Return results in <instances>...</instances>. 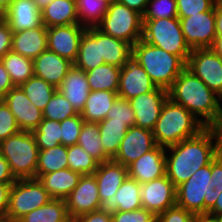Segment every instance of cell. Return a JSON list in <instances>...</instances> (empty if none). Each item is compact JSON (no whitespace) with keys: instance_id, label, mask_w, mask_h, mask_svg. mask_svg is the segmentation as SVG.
I'll list each match as a JSON object with an SVG mask.
<instances>
[{"instance_id":"cell-1","label":"cell","mask_w":222,"mask_h":222,"mask_svg":"<svg viewBox=\"0 0 222 222\" xmlns=\"http://www.w3.org/2000/svg\"><path fill=\"white\" fill-rule=\"evenodd\" d=\"M166 150V176L177 188L198 169L210 164L222 151V146L216 127H206L196 136Z\"/></svg>"},{"instance_id":"cell-2","label":"cell","mask_w":222,"mask_h":222,"mask_svg":"<svg viewBox=\"0 0 222 222\" xmlns=\"http://www.w3.org/2000/svg\"><path fill=\"white\" fill-rule=\"evenodd\" d=\"M168 97L185 107L205 127H216L222 116L220 97L187 67L168 89Z\"/></svg>"},{"instance_id":"cell-3","label":"cell","mask_w":222,"mask_h":222,"mask_svg":"<svg viewBox=\"0 0 222 222\" xmlns=\"http://www.w3.org/2000/svg\"><path fill=\"white\" fill-rule=\"evenodd\" d=\"M205 128L191 112L168 97L152 132L156 145L169 147L196 136Z\"/></svg>"},{"instance_id":"cell-4","label":"cell","mask_w":222,"mask_h":222,"mask_svg":"<svg viewBox=\"0 0 222 222\" xmlns=\"http://www.w3.org/2000/svg\"><path fill=\"white\" fill-rule=\"evenodd\" d=\"M132 58L143 67L157 87L166 90L187 65L180 56L150 45L142 39L132 46Z\"/></svg>"},{"instance_id":"cell-5","label":"cell","mask_w":222,"mask_h":222,"mask_svg":"<svg viewBox=\"0 0 222 222\" xmlns=\"http://www.w3.org/2000/svg\"><path fill=\"white\" fill-rule=\"evenodd\" d=\"M0 153L16 179L36 178L39 148L32 132L19 131L4 139Z\"/></svg>"},{"instance_id":"cell-6","label":"cell","mask_w":222,"mask_h":222,"mask_svg":"<svg viewBox=\"0 0 222 222\" xmlns=\"http://www.w3.org/2000/svg\"><path fill=\"white\" fill-rule=\"evenodd\" d=\"M211 163L198 169L191 177L176 188V205L193 215L206 214L220 195L209 187Z\"/></svg>"},{"instance_id":"cell-7","label":"cell","mask_w":222,"mask_h":222,"mask_svg":"<svg viewBox=\"0 0 222 222\" xmlns=\"http://www.w3.org/2000/svg\"><path fill=\"white\" fill-rule=\"evenodd\" d=\"M142 40L180 56L186 63L192 51L185 41L178 17L143 20Z\"/></svg>"},{"instance_id":"cell-8","label":"cell","mask_w":222,"mask_h":222,"mask_svg":"<svg viewBox=\"0 0 222 222\" xmlns=\"http://www.w3.org/2000/svg\"><path fill=\"white\" fill-rule=\"evenodd\" d=\"M103 33L127 41L132 46L142 39V15L118 1L108 5L102 21L96 26Z\"/></svg>"},{"instance_id":"cell-9","label":"cell","mask_w":222,"mask_h":222,"mask_svg":"<svg viewBox=\"0 0 222 222\" xmlns=\"http://www.w3.org/2000/svg\"><path fill=\"white\" fill-rule=\"evenodd\" d=\"M51 199L38 179H17L10 188L6 217L18 222L23 216L47 204Z\"/></svg>"},{"instance_id":"cell-10","label":"cell","mask_w":222,"mask_h":222,"mask_svg":"<svg viewBox=\"0 0 222 222\" xmlns=\"http://www.w3.org/2000/svg\"><path fill=\"white\" fill-rule=\"evenodd\" d=\"M186 67L222 97V58L212 48L193 49Z\"/></svg>"},{"instance_id":"cell-11","label":"cell","mask_w":222,"mask_h":222,"mask_svg":"<svg viewBox=\"0 0 222 222\" xmlns=\"http://www.w3.org/2000/svg\"><path fill=\"white\" fill-rule=\"evenodd\" d=\"M188 46L193 49L212 48L216 33L215 8L189 17H178Z\"/></svg>"},{"instance_id":"cell-12","label":"cell","mask_w":222,"mask_h":222,"mask_svg":"<svg viewBox=\"0 0 222 222\" xmlns=\"http://www.w3.org/2000/svg\"><path fill=\"white\" fill-rule=\"evenodd\" d=\"M93 175L98 184V194L101 201L100 210L113 214L112 196L116 194L121 184L128 177L127 167L111 159L98 164Z\"/></svg>"},{"instance_id":"cell-13","label":"cell","mask_w":222,"mask_h":222,"mask_svg":"<svg viewBox=\"0 0 222 222\" xmlns=\"http://www.w3.org/2000/svg\"><path fill=\"white\" fill-rule=\"evenodd\" d=\"M69 218L100 210L101 201L94 175H82L77 186L65 199Z\"/></svg>"},{"instance_id":"cell-14","label":"cell","mask_w":222,"mask_h":222,"mask_svg":"<svg viewBox=\"0 0 222 222\" xmlns=\"http://www.w3.org/2000/svg\"><path fill=\"white\" fill-rule=\"evenodd\" d=\"M85 26L80 24L60 25L47 28V49L74 63Z\"/></svg>"},{"instance_id":"cell-15","label":"cell","mask_w":222,"mask_h":222,"mask_svg":"<svg viewBox=\"0 0 222 222\" xmlns=\"http://www.w3.org/2000/svg\"><path fill=\"white\" fill-rule=\"evenodd\" d=\"M143 208L155 216L176 205V187L166 176L141 184Z\"/></svg>"},{"instance_id":"cell-16","label":"cell","mask_w":222,"mask_h":222,"mask_svg":"<svg viewBox=\"0 0 222 222\" xmlns=\"http://www.w3.org/2000/svg\"><path fill=\"white\" fill-rule=\"evenodd\" d=\"M168 98V90L156 87L149 93H144L129 99L135 113V126L153 130L163 104Z\"/></svg>"},{"instance_id":"cell-17","label":"cell","mask_w":222,"mask_h":222,"mask_svg":"<svg viewBox=\"0 0 222 222\" xmlns=\"http://www.w3.org/2000/svg\"><path fill=\"white\" fill-rule=\"evenodd\" d=\"M153 132L138 126H132L125 134L115 157L117 163L128 167L136 159L156 147Z\"/></svg>"},{"instance_id":"cell-18","label":"cell","mask_w":222,"mask_h":222,"mask_svg":"<svg viewBox=\"0 0 222 222\" xmlns=\"http://www.w3.org/2000/svg\"><path fill=\"white\" fill-rule=\"evenodd\" d=\"M2 100L15 116L21 131L33 132L43 120V112L31 104L19 86L12 88Z\"/></svg>"},{"instance_id":"cell-19","label":"cell","mask_w":222,"mask_h":222,"mask_svg":"<svg viewBox=\"0 0 222 222\" xmlns=\"http://www.w3.org/2000/svg\"><path fill=\"white\" fill-rule=\"evenodd\" d=\"M156 87L143 67L132 57L121 67L117 92L120 98L129 100L135 96L149 93Z\"/></svg>"},{"instance_id":"cell-20","label":"cell","mask_w":222,"mask_h":222,"mask_svg":"<svg viewBox=\"0 0 222 222\" xmlns=\"http://www.w3.org/2000/svg\"><path fill=\"white\" fill-rule=\"evenodd\" d=\"M165 155L166 147L157 145L127 167L128 177L144 184L166 175Z\"/></svg>"},{"instance_id":"cell-21","label":"cell","mask_w":222,"mask_h":222,"mask_svg":"<svg viewBox=\"0 0 222 222\" xmlns=\"http://www.w3.org/2000/svg\"><path fill=\"white\" fill-rule=\"evenodd\" d=\"M73 63L46 49L33 60L34 75L42 78L56 89L63 82Z\"/></svg>"},{"instance_id":"cell-22","label":"cell","mask_w":222,"mask_h":222,"mask_svg":"<svg viewBox=\"0 0 222 222\" xmlns=\"http://www.w3.org/2000/svg\"><path fill=\"white\" fill-rule=\"evenodd\" d=\"M47 49V27L42 24L31 28L13 32L11 50L17 54L34 60Z\"/></svg>"},{"instance_id":"cell-23","label":"cell","mask_w":222,"mask_h":222,"mask_svg":"<svg viewBox=\"0 0 222 222\" xmlns=\"http://www.w3.org/2000/svg\"><path fill=\"white\" fill-rule=\"evenodd\" d=\"M6 22L13 32L42 25L41 11L32 0H13L6 9Z\"/></svg>"},{"instance_id":"cell-24","label":"cell","mask_w":222,"mask_h":222,"mask_svg":"<svg viewBox=\"0 0 222 222\" xmlns=\"http://www.w3.org/2000/svg\"><path fill=\"white\" fill-rule=\"evenodd\" d=\"M57 89L66 97L78 113L83 111L86 99L90 93V86L85 71L72 65Z\"/></svg>"},{"instance_id":"cell-25","label":"cell","mask_w":222,"mask_h":222,"mask_svg":"<svg viewBox=\"0 0 222 222\" xmlns=\"http://www.w3.org/2000/svg\"><path fill=\"white\" fill-rule=\"evenodd\" d=\"M104 63L100 50V30L97 27H88L81 38L73 65L87 72Z\"/></svg>"},{"instance_id":"cell-26","label":"cell","mask_w":222,"mask_h":222,"mask_svg":"<svg viewBox=\"0 0 222 222\" xmlns=\"http://www.w3.org/2000/svg\"><path fill=\"white\" fill-rule=\"evenodd\" d=\"M82 175L71 169H61L49 174H43L37 179L48 191L52 199L65 200L77 186Z\"/></svg>"},{"instance_id":"cell-27","label":"cell","mask_w":222,"mask_h":222,"mask_svg":"<svg viewBox=\"0 0 222 222\" xmlns=\"http://www.w3.org/2000/svg\"><path fill=\"white\" fill-rule=\"evenodd\" d=\"M41 19L47 28L79 24L76 0H53L41 10Z\"/></svg>"},{"instance_id":"cell-28","label":"cell","mask_w":222,"mask_h":222,"mask_svg":"<svg viewBox=\"0 0 222 222\" xmlns=\"http://www.w3.org/2000/svg\"><path fill=\"white\" fill-rule=\"evenodd\" d=\"M118 97V93L113 91H90L84 109L80 113L83 120L87 122H100L106 119L107 113Z\"/></svg>"},{"instance_id":"cell-29","label":"cell","mask_w":222,"mask_h":222,"mask_svg":"<svg viewBox=\"0 0 222 222\" xmlns=\"http://www.w3.org/2000/svg\"><path fill=\"white\" fill-rule=\"evenodd\" d=\"M100 50L104 62L122 67L132 57V45L127 41L116 39L100 30Z\"/></svg>"},{"instance_id":"cell-30","label":"cell","mask_w":222,"mask_h":222,"mask_svg":"<svg viewBox=\"0 0 222 222\" xmlns=\"http://www.w3.org/2000/svg\"><path fill=\"white\" fill-rule=\"evenodd\" d=\"M140 191L141 184L137 180L127 177L116 194L112 196L113 213L143 208Z\"/></svg>"},{"instance_id":"cell-31","label":"cell","mask_w":222,"mask_h":222,"mask_svg":"<svg viewBox=\"0 0 222 222\" xmlns=\"http://www.w3.org/2000/svg\"><path fill=\"white\" fill-rule=\"evenodd\" d=\"M121 67L104 63L86 72L90 91L118 92Z\"/></svg>"},{"instance_id":"cell-32","label":"cell","mask_w":222,"mask_h":222,"mask_svg":"<svg viewBox=\"0 0 222 222\" xmlns=\"http://www.w3.org/2000/svg\"><path fill=\"white\" fill-rule=\"evenodd\" d=\"M98 127L104 153L113 159L129 127L125 122L107 121L106 119L98 122Z\"/></svg>"},{"instance_id":"cell-33","label":"cell","mask_w":222,"mask_h":222,"mask_svg":"<svg viewBox=\"0 0 222 222\" xmlns=\"http://www.w3.org/2000/svg\"><path fill=\"white\" fill-rule=\"evenodd\" d=\"M18 222H72L68 216L65 200L51 199L47 204L39 207Z\"/></svg>"},{"instance_id":"cell-34","label":"cell","mask_w":222,"mask_h":222,"mask_svg":"<svg viewBox=\"0 0 222 222\" xmlns=\"http://www.w3.org/2000/svg\"><path fill=\"white\" fill-rule=\"evenodd\" d=\"M0 60L10 75L14 86H20L34 75L33 60L12 50L7 52Z\"/></svg>"},{"instance_id":"cell-35","label":"cell","mask_w":222,"mask_h":222,"mask_svg":"<svg viewBox=\"0 0 222 222\" xmlns=\"http://www.w3.org/2000/svg\"><path fill=\"white\" fill-rule=\"evenodd\" d=\"M99 164L111 160L103 150L98 122L84 121L78 142Z\"/></svg>"},{"instance_id":"cell-36","label":"cell","mask_w":222,"mask_h":222,"mask_svg":"<svg viewBox=\"0 0 222 222\" xmlns=\"http://www.w3.org/2000/svg\"><path fill=\"white\" fill-rule=\"evenodd\" d=\"M67 147L60 144L50 149L39 150L38 163L36 168V179L61 169H67Z\"/></svg>"},{"instance_id":"cell-37","label":"cell","mask_w":222,"mask_h":222,"mask_svg":"<svg viewBox=\"0 0 222 222\" xmlns=\"http://www.w3.org/2000/svg\"><path fill=\"white\" fill-rule=\"evenodd\" d=\"M25 95L39 110L43 111L52 95L57 90L42 78L33 75L25 83L19 86Z\"/></svg>"},{"instance_id":"cell-38","label":"cell","mask_w":222,"mask_h":222,"mask_svg":"<svg viewBox=\"0 0 222 222\" xmlns=\"http://www.w3.org/2000/svg\"><path fill=\"white\" fill-rule=\"evenodd\" d=\"M108 3L104 0H76L79 24L96 27L108 10Z\"/></svg>"},{"instance_id":"cell-39","label":"cell","mask_w":222,"mask_h":222,"mask_svg":"<svg viewBox=\"0 0 222 222\" xmlns=\"http://www.w3.org/2000/svg\"><path fill=\"white\" fill-rule=\"evenodd\" d=\"M32 133L39 150L50 149L62 144L61 126L58 121L43 118Z\"/></svg>"},{"instance_id":"cell-40","label":"cell","mask_w":222,"mask_h":222,"mask_svg":"<svg viewBox=\"0 0 222 222\" xmlns=\"http://www.w3.org/2000/svg\"><path fill=\"white\" fill-rule=\"evenodd\" d=\"M67 162L69 169L81 175H93L99 164L79 144L67 147Z\"/></svg>"},{"instance_id":"cell-41","label":"cell","mask_w":222,"mask_h":222,"mask_svg":"<svg viewBox=\"0 0 222 222\" xmlns=\"http://www.w3.org/2000/svg\"><path fill=\"white\" fill-rule=\"evenodd\" d=\"M42 112L43 118L58 122L79 114L58 89L54 92Z\"/></svg>"},{"instance_id":"cell-42","label":"cell","mask_w":222,"mask_h":222,"mask_svg":"<svg viewBox=\"0 0 222 222\" xmlns=\"http://www.w3.org/2000/svg\"><path fill=\"white\" fill-rule=\"evenodd\" d=\"M178 17L176 0H148L143 20Z\"/></svg>"},{"instance_id":"cell-43","label":"cell","mask_w":222,"mask_h":222,"mask_svg":"<svg viewBox=\"0 0 222 222\" xmlns=\"http://www.w3.org/2000/svg\"><path fill=\"white\" fill-rule=\"evenodd\" d=\"M107 121L125 122L130 128L135 123V113L128 100L118 97L106 116Z\"/></svg>"},{"instance_id":"cell-44","label":"cell","mask_w":222,"mask_h":222,"mask_svg":"<svg viewBox=\"0 0 222 222\" xmlns=\"http://www.w3.org/2000/svg\"><path fill=\"white\" fill-rule=\"evenodd\" d=\"M83 123L80 113L60 122L62 145L69 147L77 144Z\"/></svg>"},{"instance_id":"cell-45","label":"cell","mask_w":222,"mask_h":222,"mask_svg":"<svg viewBox=\"0 0 222 222\" xmlns=\"http://www.w3.org/2000/svg\"><path fill=\"white\" fill-rule=\"evenodd\" d=\"M178 17H189L215 8L213 0H176Z\"/></svg>"},{"instance_id":"cell-46","label":"cell","mask_w":222,"mask_h":222,"mask_svg":"<svg viewBox=\"0 0 222 222\" xmlns=\"http://www.w3.org/2000/svg\"><path fill=\"white\" fill-rule=\"evenodd\" d=\"M20 130L15 116L5 102L0 99V142L18 133Z\"/></svg>"},{"instance_id":"cell-47","label":"cell","mask_w":222,"mask_h":222,"mask_svg":"<svg viewBox=\"0 0 222 222\" xmlns=\"http://www.w3.org/2000/svg\"><path fill=\"white\" fill-rule=\"evenodd\" d=\"M112 222H153L156 216L145 208L135 211H116L111 214Z\"/></svg>"},{"instance_id":"cell-48","label":"cell","mask_w":222,"mask_h":222,"mask_svg":"<svg viewBox=\"0 0 222 222\" xmlns=\"http://www.w3.org/2000/svg\"><path fill=\"white\" fill-rule=\"evenodd\" d=\"M194 216L191 212L177 205L168 208L156 216L157 222H193Z\"/></svg>"},{"instance_id":"cell-49","label":"cell","mask_w":222,"mask_h":222,"mask_svg":"<svg viewBox=\"0 0 222 222\" xmlns=\"http://www.w3.org/2000/svg\"><path fill=\"white\" fill-rule=\"evenodd\" d=\"M209 187L222 192V151L211 162V180Z\"/></svg>"},{"instance_id":"cell-50","label":"cell","mask_w":222,"mask_h":222,"mask_svg":"<svg viewBox=\"0 0 222 222\" xmlns=\"http://www.w3.org/2000/svg\"><path fill=\"white\" fill-rule=\"evenodd\" d=\"M72 222H112V216L102 210L92 211L72 219Z\"/></svg>"},{"instance_id":"cell-51","label":"cell","mask_w":222,"mask_h":222,"mask_svg":"<svg viewBox=\"0 0 222 222\" xmlns=\"http://www.w3.org/2000/svg\"><path fill=\"white\" fill-rule=\"evenodd\" d=\"M13 31L6 22L0 26V59L9 51H11Z\"/></svg>"},{"instance_id":"cell-52","label":"cell","mask_w":222,"mask_h":222,"mask_svg":"<svg viewBox=\"0 0 222 222\" xmlns=\"http://www.w3.org/2000/svg\"><path fill=\"white\" fill-rule=\"evenodd\" d=\"M14 87L10 75L0 60V99H2Z\"/></svg>"},{"instance_id":"cell-53","label":"cell","mask_w":222,"mask_h":222,"mask_svg":"<svg viewBox=\"0 0 222 222\" xmlns=\"http://www.w3.org/2000/svg\"><path fill=\"white\" fill-rule=\"evenodd\" d=\"M12 184L13 183H0V218L6 217Z\"/></svg>"},{"instance_id":"cell-54","label":"cell","mask_w":222,"mask_h":222,"mask_svg":"<svg viewBox=\"0 0 222 222\" xmlns=\"http://www.w3.org/2000/svg\"><path fill=\"white\" fill-rule=\"evenodd\" d=\"M16 180L7 160L0 153V183H14Z\"/></svg>"},{"instance_id":"cell-55","label":"cell","mask_w":222,"mask_h":222,"mask_svg":"<svg viewBox=\"0 0 222 222\" xmlns=\"http://www.w3.org/2000/svg\"><path fill=\"white\" fill-rule=\"evenodd\" d=\"M119 3L126 5L130 9L143 15L148 3V0H117Z\"/></svg>"},{"instance_id":"cell-56","label":"cell","mask_w":222,"mask_h":222,"mask_svg":"<svg viewBox=\"0 0 222 222\" xmlns=\"http://www.w3.org/2000/svg\"><path fill=\"white\" fill-rule=\"evenodd\" d=\"M193 222H220V220L218 216H213L206 213V214H196L194 216Z\"/></svg>"},{"instance_id":"cell-57","label":"cell","mask_w":222,"mask_h":222,"mask_svg":"<svg viewBox=\"0 0 222 222\" xmlns=\"http://www.w3.org/2000/svg\"><path fill=\"white\" fill-rule=\"evenodd\" d=\"M215 16L216 33L217 35H222V6H215Z\"/></svg>"},{"instance_id":"cell-58","label":"cell","mask_w":222,"mask_h":222,"mask_svg":"<svg viewBox=\"0 0 222 222\" xmlns=\"http://www.w3.org/2000/svg\"><path fill=\"white\" fill-rule=\"evenodd\" d=\"M208 214L213 215V216L222 215V192L216 199L214 206L208 211Z\"/></svg>"},{"instance_id":"cell-59","label":"cell","mask_w":222,"mask_h":222,"mask_svg":"<svg viewBox=\"0 0 222 222\" xmlns=\"http://www.w3.org/2000/svg\"><path fill=\"white\" fill-rule=\"evenodd\" d=\"M212 49L222 58V35H217Z\"/></svg>"},{"instance_id":"cell-60","label":"cell","mask_w":222,"mask_h":222,"mask_svg":"<svg viewBox=\"0 0 222 222\" xmlns=\"http://www.w3.org/2000/svg\"><path fill=\"white\" fill-rule=\"evenodd\" d=\"M38 9L43 10L48 4H50L53 0H32Z\"/></svg>"},{"instance_id":"cell-61","label":"cell","mask_w":222,"mask_h":222,"mask_svg":"<svg viewBox=\"0 0 222 222\" xmlns=\"http://www.w3.org/2000/svg\"><path fill=\"white\" fill-rule=\"evenodd\" d=\"M6 23V10L0 7V26Z\"/></svg>"},{"instance_id":"cell-62","label":"cell","mask_w":222,"mask_h":222,"mask_svg":"<svg viewBox=\"0 0 222 222\" xmlns=\"http://www.w3.org/2000/svg\"><path fill=\"white\" fill-rule=\"evenodd\" d=\"M216 129H217V132H218V135H219V140H220V143H221V146H222V116H221L220 122L216 126Z\"/></svg>"},{"instance_id":"cell-63","label":"cell","mask_w":222,"mask_h":222,"mask_svg":"<svg viewBox=\"0 0 222 222\" xmlns=\"http://www.w3.org/2000/svg\"><path fill=\"white\" fill-rule=\"evenodd\" d=\"M13 0H0V7H3L5 10L10 6Z\"/></svg>"},{"instance_id":"cell-64","label":"cell","mask_w":222,"mask_h":222,"mask_svg":"<svg viewBox=\"0 0 222 222\" xmlns=\"http://www.w3.org/2000/svg\"><path fill=\"white\" fill-rule=\"evenodd\" d=\"M0 222H15L12 219L8 218V217H2L0 218Z\"/></svg>"},{"instance_id":"cell-65","label":"cell","mask_w":222,"mask_h":222,"mask_svg":"<svg viewBox=\"0 0 222 222\" xmlns=\"http://www.w3.org/2000/svg\"><path fill=\"white\" fill-rule=\"evenodd\" d=\"M214 6H222V0H213Z\"/></svg>"},{"instance_id":"cell-66","label":"cell","mask_w":222,"mask_h":222,"mask_svg":"<svg viewBox=\"0 0 222 222\" xmlns=\"http://www.w3.org/2000/svg\"><path fill=\"white\" fill-rule=\"evenodd\" d=\"M104 1H106L108 4H110V3L115 2L117 0H104Z\"/></svg>"},{"instance_id":"cell-67","label":"cell","mask_w":222,"mask_h":222,"mask_svg":"<svg viewBox=\"0 0 222 222\" xmlns=\"http://www.w3.org/2000/svg\"><path fill=\"white\" fill-rule=\"evenodd\" d=\"M220 222H222V215L218 216Z\"/></svg>"}]
</instances>
